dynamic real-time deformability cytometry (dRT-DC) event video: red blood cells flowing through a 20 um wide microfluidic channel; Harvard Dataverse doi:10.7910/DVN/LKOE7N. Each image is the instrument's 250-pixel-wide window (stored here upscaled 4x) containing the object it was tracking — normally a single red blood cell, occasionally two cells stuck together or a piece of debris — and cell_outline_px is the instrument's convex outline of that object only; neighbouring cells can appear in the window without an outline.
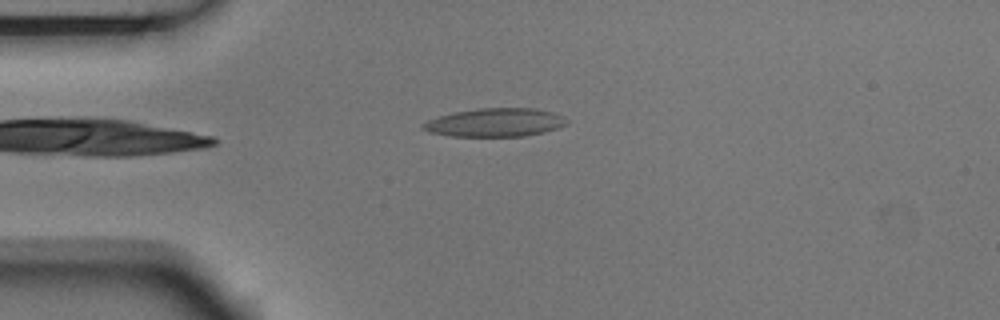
{"species": "Egyptian fruit bat (a non-hibernating species)", "species_latin": "Rousettus aegyptiacus", "temperature_condition": "room temperature", "stored_images_in_passage": 3, "camera_frame_rate_fps": 3000, "um_per_image_px": 0.085, "animal": {"sex": "male"}, "frame": {"image": 1, "passage_image": 3, "time_ms": 0.667, "image_size_px": [1000, 320], "cell_outline_px": [[568, 120], [564, 124], [556, 128], [544, 132], [524, 136], [448, 136], [428, 132], [420, 128], [420, 124], [428, 120], [452, 112], [480, 108], [532, 108], [552, 112]], "centroid_in_image_um": [42.0, 10.41], "position_along_channel_um": 43.0, "area_um2": 23.7}}